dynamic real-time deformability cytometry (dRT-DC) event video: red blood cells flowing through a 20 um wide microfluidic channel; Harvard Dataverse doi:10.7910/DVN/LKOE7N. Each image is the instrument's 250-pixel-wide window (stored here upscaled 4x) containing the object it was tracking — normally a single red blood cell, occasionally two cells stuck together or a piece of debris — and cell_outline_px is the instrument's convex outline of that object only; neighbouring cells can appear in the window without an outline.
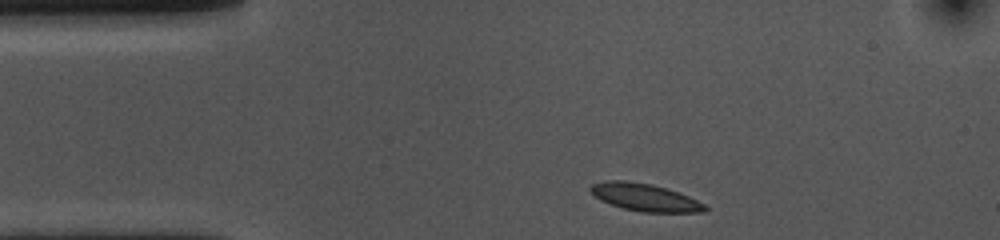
{"species": "common noctule bat (a hibernating species)", "species_latin": "Nyctalus noctula", "temperature_condition": "cold", "stored_images_in_passage": 36, "camera_frame_rate_fps": 3000, "um_per_image_px": 0.085, "animal": {"sex": "female", "body_mass_g": 10.0, "forearm_length_mm": 53.1}, "frame": {"image": 1, "passage_image": 1, "time_ms": 0.0, "image_size_px": [1000, 240], "cell_outline_px": [[708, 208], [704, 212], [644, 212], [624, 208], [600, 200], [588, 188], [592, 184], [608, 180], [624, 180], [652, 184], [668, 188], [688, 196], [704, 204]], "centroid_in_image_um": [54.82, 16.76], "position_along_channel_um": 30.2, "area_um2": 18.15}}
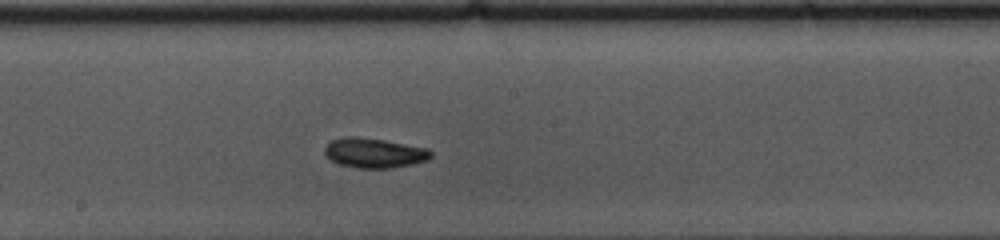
{"frame": {"image": 2, "passage_image": 20, "time_ms": 6.333, "image_size_px": [1000, 240], "cell_outline_px": [[432, 156], [428, 160], [412, 164], [392, 168], [356, 168], [340, 164], [332, 160], [324, 152], [324, 148], [332, 140], [344, 136], [356, 136], [384, 140], [428, 148], [432, 152]], "centroid_in_image_um": [31.83, 12.99], "position_along_channel_um": 216.4, "area_um2": 18.44}}
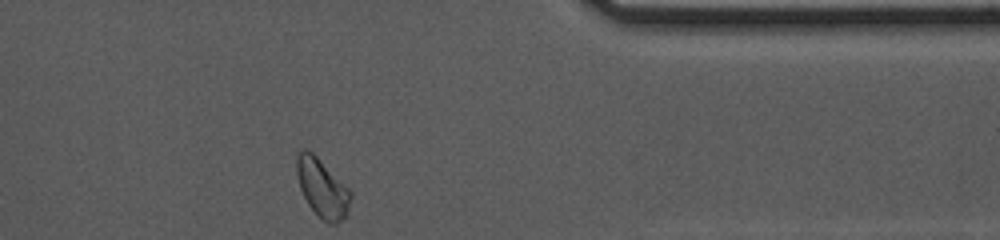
{"frame": {"image": 3, "passage_image": 36, "time_ms": 11.667, "image_size_px": [1000, 240], "cell_outline_px": [[352, 196], [348, 216], [344, 220], [336, 224], [328, 224], [308, 204], [300, 188], [296, 172], [296, 156], [304, 148], [308, 148], [352, 192]], "centroid_in_image_um": [27.41, 16.01], "position_along_channel_um": 384.0, "area_um2": 18.38}, "authors_computed_cell_mechanics": {"area_um2": 17.629, "velocity_mm_per_s": 3.5137, "shape_relaxation_time_tau1_ms": 2.7146, "shape_relaxation_time_tau2_ms": 3.4985, "deformation_change_tau1": 0.0861, "deformation_change_tau2": 0.0652}}